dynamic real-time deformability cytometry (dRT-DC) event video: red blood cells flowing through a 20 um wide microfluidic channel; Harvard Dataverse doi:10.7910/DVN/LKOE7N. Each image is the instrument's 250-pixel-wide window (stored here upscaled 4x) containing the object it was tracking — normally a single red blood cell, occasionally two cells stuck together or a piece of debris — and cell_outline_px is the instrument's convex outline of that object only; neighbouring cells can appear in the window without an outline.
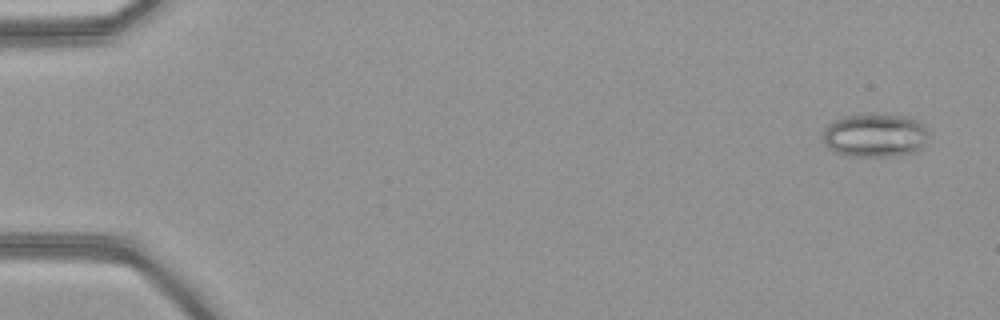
{"species": "common noctule bat (a hibernating species)", "species_latin": "Nyctalus noctula", "temperature_condition": "warm", "stored_images_in_passage": 52, "camera_frame_rate_fps": 3000, "um_per_image_px": 0.085, "animal": {"sex": "female", "body_mass_g": 21.9}, "frame": {"image": 1, "passage_image": 3, "time_ms": 0.667, "image_size_px": [1000, 320], "cell_outline_px": [[928, 136], [924, 148], [916, 152], [892, 156], [848, 156], [832, 152], [824, 144], [824, 128], [832, 120], [844, 116], [904, 116], [920, 120], [924, 124]], "centroid_in_image_um": [74.39, 11.54], "position_along_channel_um": 10.6, "area_um2": 26.82}}
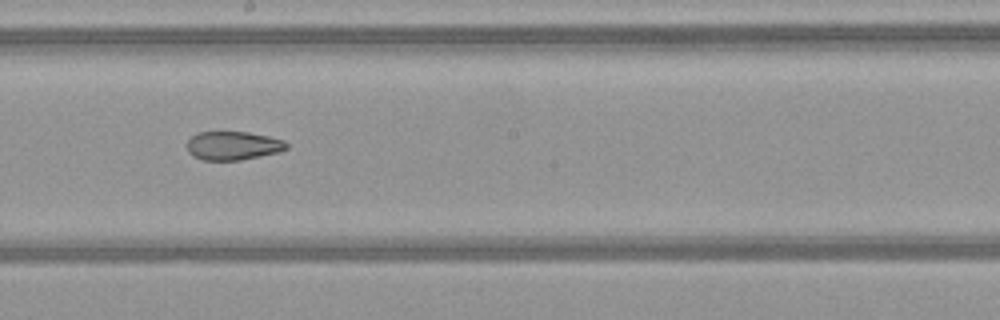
{"frame": {"image": 2, "passage_image": 30, "time_ms": 9.667, "image_size_px": [1000, 320], "cell_outline_px": [[288, 148], [280, 152], [240, 160], [204, 160], [192, 156], [188, 152], [188, 140], [196, 132], [248, 132], [268, 136], [284, 140], [288, 144]], "centroid_in_image_um": [19.82, 12.38], "position_along_channel_um": 228.4, "area_um2": 16.65}}
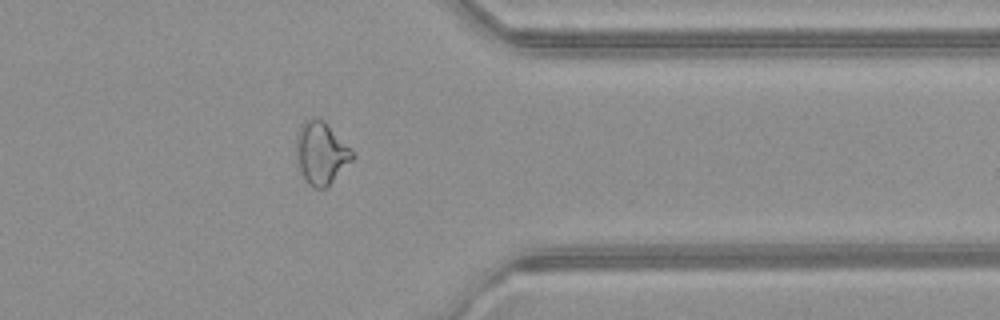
{"frame": {"image": 3, "passage_image": 42, "time_ms": 13.667, "image_size_px": [1000, 320], "cell_outline_px": [[356, 156], [324, 188], [312, 188], [308, 184], [296, 164], [296, 132], [300, 124], [304, 120], [312, 116], [320, 116], [324, 120]], "centroid_in_image_um": [27.23, 12.95], "position_along_channel_um": 384.2, "area_um2": 20.46}, "authors_computed_cell_mechanics": {"area_um2": 21.7328, "velocity_mm_per_s": 4.107, "shape_relaxation_time_tau1_ms": null, "shape_relaxation_time_tau2_ms": 2.756, "deformation_change_tau1": null, "deformation_change_tau2": 0.0929}}